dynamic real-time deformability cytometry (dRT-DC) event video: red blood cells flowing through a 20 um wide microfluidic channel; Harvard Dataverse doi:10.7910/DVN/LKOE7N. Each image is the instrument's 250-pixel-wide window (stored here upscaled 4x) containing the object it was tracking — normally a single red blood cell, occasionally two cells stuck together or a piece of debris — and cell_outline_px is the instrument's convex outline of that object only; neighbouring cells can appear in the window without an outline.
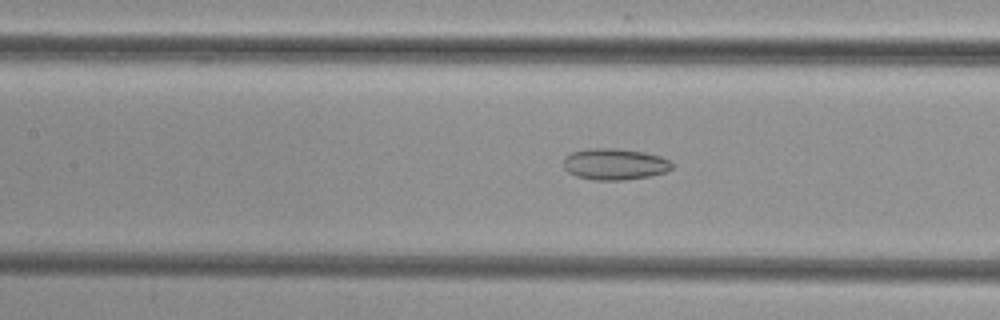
{"species": "common noctule bat (a hibernating species)", "species_latin": "Nyctalus noctula", "temperature_condition": "cold", "stored_images_in_passage": 9, "camera_frame_rate_fps": 3000, "um_per_image_px": 0.085, "animal": {"sex": "female", "body_mass_g": 29.2, "forearm_length_mm": 56.3}, "frame": {"image": 1, "passage_image": 7, "time_ms": 2.0, "image_size_px": [1000, 320], "cell_outline_px": [[672, 168], [668, 172], [652, 176], [624, 180], [592, 180], [576, 176], [568, 172], [564, 168], [564, 156], [572, 152], [588, 148], [612, 148], [644, 152], [660, 156], [668, 160], [672, 164]], "centroid_in_image_um": [52.24, 13.96], "position_along_channel_um": 155.2, "area_um2": 20.0}}